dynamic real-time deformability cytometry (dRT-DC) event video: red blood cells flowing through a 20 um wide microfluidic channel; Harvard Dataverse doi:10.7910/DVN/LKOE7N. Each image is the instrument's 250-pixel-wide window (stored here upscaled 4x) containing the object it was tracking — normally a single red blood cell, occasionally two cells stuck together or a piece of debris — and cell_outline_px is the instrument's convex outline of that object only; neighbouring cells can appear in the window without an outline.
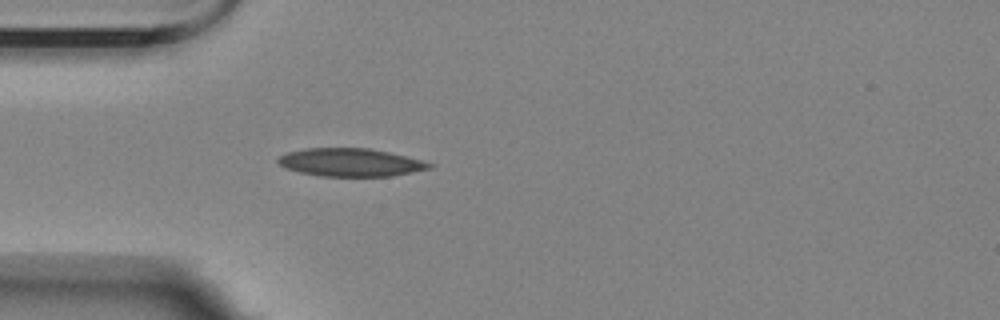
{"species": "Egyptian fruit bat (a non-hibernating species)", "species_latin": "Rousettus aegyptiacus", "temperature_condition": "room temperature", "stored_images_in_passage": 1, "camera_frame_rate_fps": 3000, "um_per_image_px": 0.085, "animal": {"sex": "female"}, "frame": {"image": 1, "passage_image": 1, "time_ms": 0.0, "image_size_px": [1000, 320], "cell_outline_px": [[436, 164], [432, 168], [392, 176], [320, 176], [300, 172], [284, 168], [276, 160], [280, 156], [288, 152], [304, 148], [368, 148], [388, 152]], "centroid_in_image_um": [29.78, 13.8], "position_along_channel_um": 55.2, "area_um2": 24.62}}